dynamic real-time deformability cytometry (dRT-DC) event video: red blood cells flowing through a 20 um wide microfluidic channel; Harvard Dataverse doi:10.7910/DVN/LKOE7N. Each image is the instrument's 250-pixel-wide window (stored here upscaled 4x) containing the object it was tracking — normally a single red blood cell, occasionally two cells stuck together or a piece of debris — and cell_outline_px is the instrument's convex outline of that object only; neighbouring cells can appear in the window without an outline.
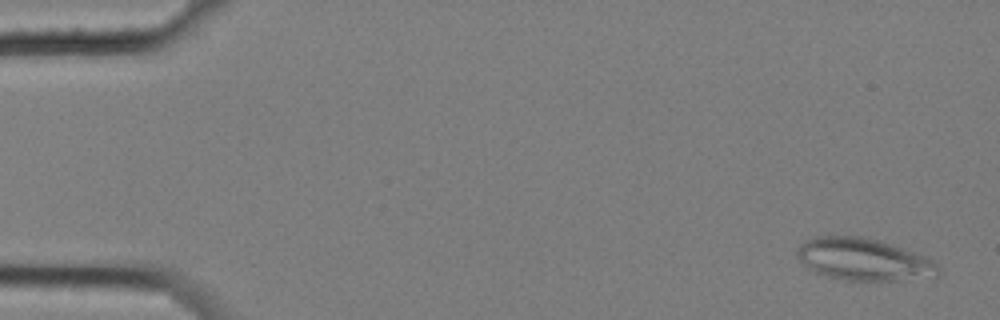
{"species": "common noctule bat (a hibernating species)", "species_latin": "Nyctalus noctula", "temperature_condition": "cold", "stored_images_in_passage": 10, "camera_frame_rate_fps": 3000, "um_per_image_px": 0.085, "animal": {"sex": "female", "body_mass_g": 25.1}, "frame": {"image": 1, "passage_image": 1, "time_ms": 0.0, "image_size_px": [1000, 320], "cell_outline_px": [[940, 276], [900, 280], [844, 280], [824, 276], [812, 272], [796, 256], [796, 252], [800, 244], [812, 236], [860, 236], [876, 240], [924, 256], [932, 260], [940, 268]], "centroid_in_image_um": [73.36, 22.06], "position_along_channel_um": 11.6, "area_um2": 34.56}}
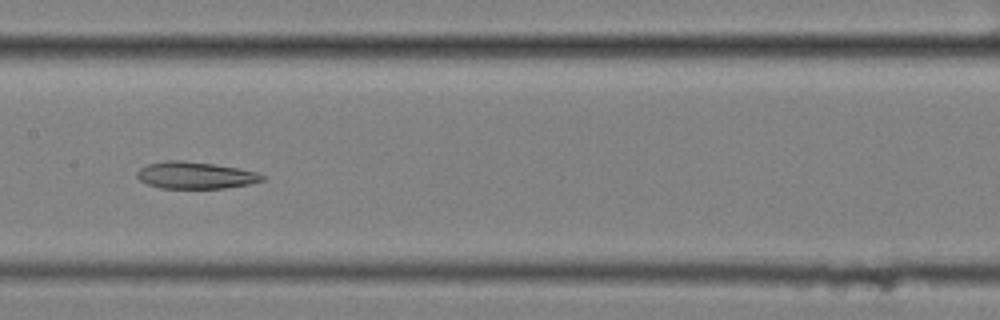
{"frame": {"image": 2, "passage_image": 9, "time_ms": 2.667, "image_size_px": [1000, 320], "cell_outline_px": [[264, 180], [248, 184], [224, 188], [160, 188], [148, 184], [140, 180], [136, 176], [136, 172], [140, 168], [148, 164], [168, 160], [180, 160], [212, 164], [236, 168], [256, 172], [264, 176]], "centroid_in_image_um": [16.56, 14.9], "position_along_channel_um": 190.8, "area_um2": 19.36}}
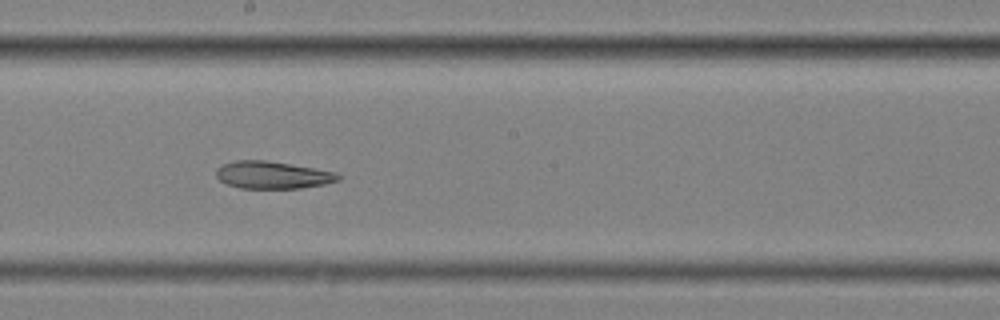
{"frame": {"image": 3, "passage_image": 10, "time_ms": 3.0, "image_size_px": [1000, 320], "cell_outline_px": [[340, 180], [324, 184], [300, 188], [240, 188], [228, 184], [220, 180], [216, 176], [216, 172], [224, 164], [236, 160], [264, 160], [336, 172], [340, 176]], "centroid_in_image_um": [23.18, 14.88], "position_along_channel_um": 225.0, "area_um2": 19.07}}